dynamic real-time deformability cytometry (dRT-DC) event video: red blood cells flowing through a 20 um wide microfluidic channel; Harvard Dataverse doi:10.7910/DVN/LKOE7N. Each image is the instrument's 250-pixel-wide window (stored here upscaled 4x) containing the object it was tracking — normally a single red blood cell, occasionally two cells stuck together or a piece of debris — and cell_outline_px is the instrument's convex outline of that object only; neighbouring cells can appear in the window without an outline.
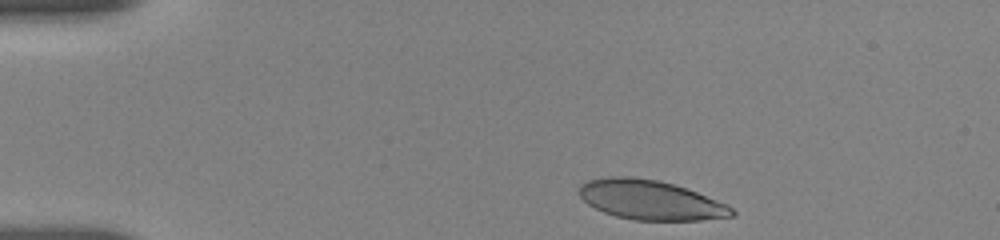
{"species": "human", "species_latin": "Homo sapiens", "temperature_condition": "room temperature", "stored_images_in_passage": 7, "camera_frame_rate_fps": 3000, "um_per_image_px": 0.085, "donor": {"sex": "female"}, "frame": {"image": 1, "passage_image": 1, "time_ms": 0.0, "image_size_px": [1000, 240], "cell_outline_px": [[736, 216], [700, 220], [632, 220], [616, 216], [604, 212], [588, 204], [576, 192], [580, 184], [588, 180], [608, 176], [632, 176], [660, 180], [696, 192], [728, 204], [736, 212]], "centroid_in_image_um": [55.27, 16.99], "position_along_channel_um": 29.7, "area_um2": 35.37}}